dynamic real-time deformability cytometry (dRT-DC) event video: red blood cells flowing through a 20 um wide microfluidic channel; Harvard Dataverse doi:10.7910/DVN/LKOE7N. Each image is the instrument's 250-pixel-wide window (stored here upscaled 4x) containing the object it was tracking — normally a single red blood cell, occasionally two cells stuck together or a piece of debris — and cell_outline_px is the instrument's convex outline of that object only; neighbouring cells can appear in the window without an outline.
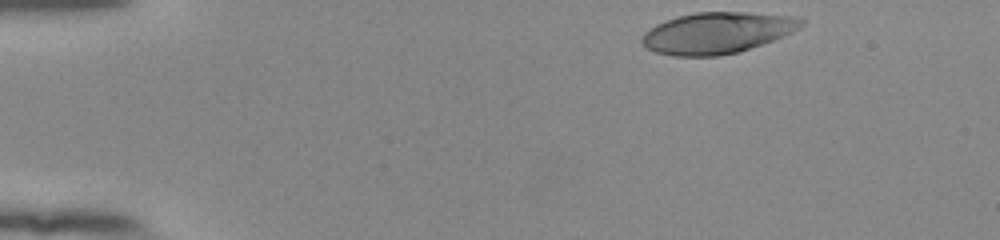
{"species": "human", "species_latin": "Homo sapiens", "temperature_condition": "room temperature", "stored_images_in_passage": 41, "camera_frame_rate_fps": 3000, "um_per_image_px": 0.085, "donor": {"sex": "female"}, "frame": {"image": 1, "passage_image": 1, "time_ms": 0.0, "image_size_px": [1000, 240], "cell_outline_px": [[804, 24], [800, 28], [784, 36], [736, 52], [720, 56], [672, 56], [656, 52], [648, 48], [640, 40], [644, 32], [656, 24], [664, 20], [676, 16], [696, 12], [748, 12], [796, 16], [804, 20]], "centroid_in_image_um": [60.95, 2.78], "position_along_channel_um": 24.1, "area_um2": 38.32}}
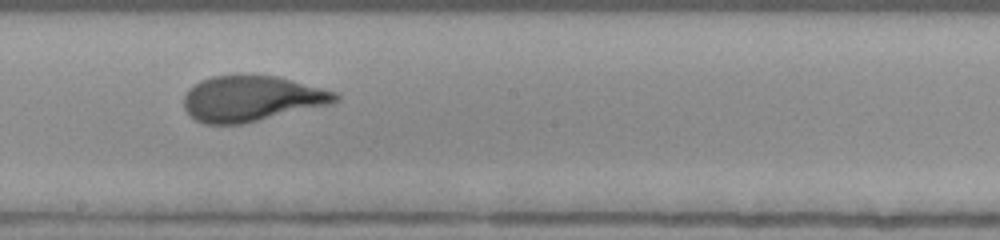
{"frame": {"image": 2, "passage_image": 24, "time_ms": 7.667, "image_size_px": [1000, 240], "cell_outline_px": [[340, 100], [328, 104], [244, 124], [204, 124], [196, 120], [184, 108], [184, 96], [188, 88], [200, 80], [212, 76], [236, 72], [276, 76], [336, 92], [340, 96]], "centroid_in_image_um": [21.33, 8.34], "position_along_channel_um": 226.9, "area_um2": 40.75}}
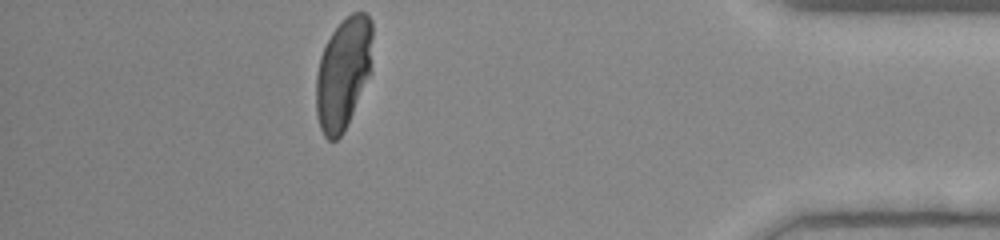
{"frame": {"image": 3, "passage_image": 41, "time_ms": 13.333, "image_size_px": [1000, 240], "cell_outline_px": [[372, 72], [340, 136], [336, 140], [328, 140], [324, 136], [320, 128], [316, 116], [316, 76], [320, 56], [332, 32], [352, 12], [364, 12], [372, 20]], "centroid_in_image_um": [29.18, 6.21], "position_along_channel_um": 406.0, "area_um2": 36.59}, "authors_computed_cell_mechanics": {"area_um2": 40.0554, "velocity_mm_per_s": 3.8723, "shape_relaxation_time_tau1_ms": 4.6061, "shape_relaxation_time_tau2_ms": null, "deformation_change_tau1": 0.2287, "deformation_change_tau2": null}}